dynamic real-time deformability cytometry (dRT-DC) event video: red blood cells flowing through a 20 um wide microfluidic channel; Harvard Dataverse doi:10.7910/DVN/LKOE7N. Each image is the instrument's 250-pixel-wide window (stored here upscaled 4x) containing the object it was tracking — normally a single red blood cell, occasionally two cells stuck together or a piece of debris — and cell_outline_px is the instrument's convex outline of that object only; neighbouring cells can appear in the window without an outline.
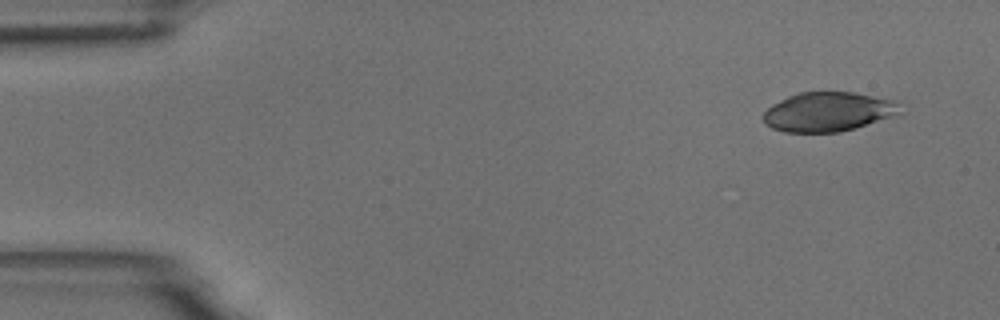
{"species": "common noctule bat (a hibernating species)", "species_latin": "Nyctalus noctula", "temperature_condition": "room temperature", "stored_images_in_passage": 4, "camera_frame_rate_fps": 3000, "um_per_image_px": 0.085, "animal": {"sex": "male", "body_mass_g": 18.8}, "frame": {"image": 1, "passage_image": 1, "time_ms": 0.0, "image_size_px": [1000, 320], "cell_outline_px": [[904, 112], [856, 128], [840, 132], [784, 132], [772, 128], [764, 124], [764, 112], [772, 104], [788, 96], [800, 92], [852, 92], [900, 100]], "centroid_in_image_um": [70.46, 9.49], "position_along_channel_um": 14.5, "area_um2": 31.73}}